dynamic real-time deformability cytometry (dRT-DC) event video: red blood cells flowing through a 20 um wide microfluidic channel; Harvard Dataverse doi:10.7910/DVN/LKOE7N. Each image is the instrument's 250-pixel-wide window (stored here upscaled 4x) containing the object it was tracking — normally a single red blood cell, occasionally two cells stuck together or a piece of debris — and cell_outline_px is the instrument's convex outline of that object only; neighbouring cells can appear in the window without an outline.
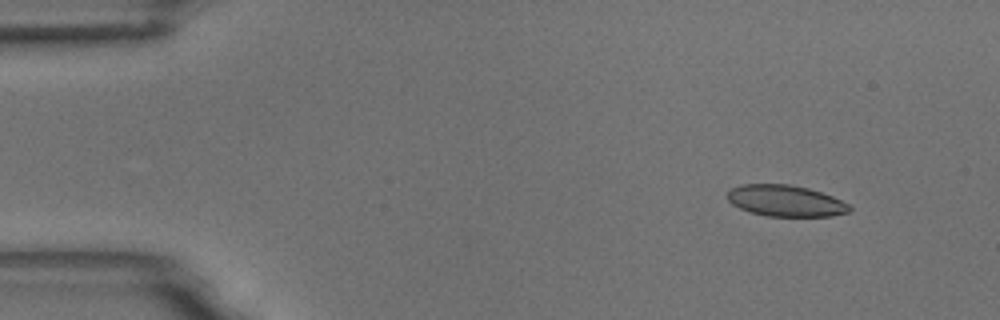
{"species": "common noctule bat (a hibernating species)", "species_latin": "Nyctalus noctula", "temperature_condition": "room temperature", "stored_images_in_passage": 59, "camera_frame_rate_fps": 3000, "um_per_image_px": 0.085, "animal": {"sex": "male", "body_mass_g": 18.8}, "frame": {"image": 1, "passage_image": 6, "time_ms": 1.667, "image_size_px": [1000, 320], "cell_outline_px": [[852, 208], [848, 212], [832, 216], [768, 216], [752, 212], [740, 208], [732, 204], [728, 200], [728, 192], [732, 188], [740, 184], [788, 184], [808, 188], [832, 196], [848, 204]], "centroid_in_image_um": [66.77, 17.06], "position_along_channel_um": 18.2, "area_um2": 22.08}}
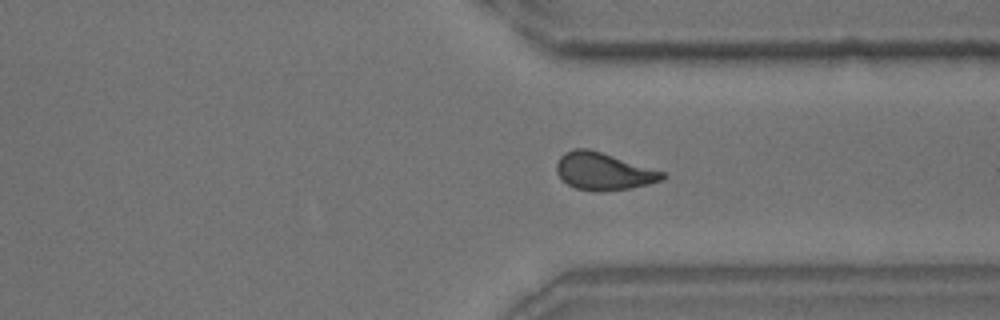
{"frame": {"image": 2, "passage_image": 44, "time_ms": 14.333, "image_size_px": [1000, 320], "cell_outline_px": [[668, 176], [664, 180], [648, 184], [628, 188], [576, 188], [568, 184], [556, 172], [556, 164], [560, 156], [564, 152], [572, 148], [588, 148], [664, 172]], "centroid_in_image_um": [51.29, 14.5], "position_along_channel_um": 360.1, "area_um2": 22.14}}
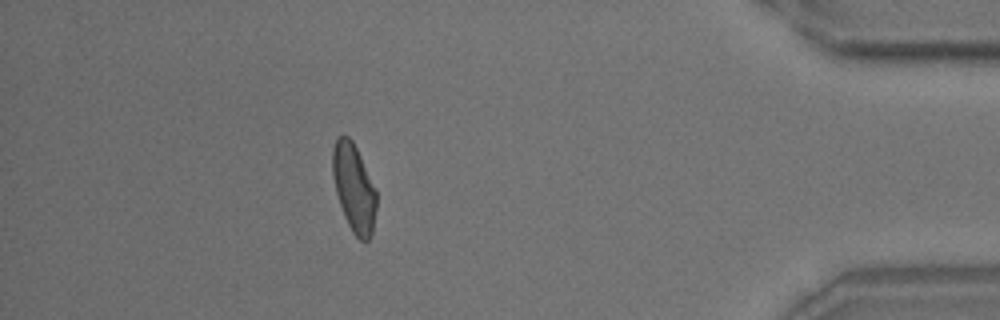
{"frame": {"image": 3, "passage_image": 52, "time_ms": 17.0, "image_size_px": [1000, 320], "cell_outline_px": [[376, 208], [372, 232], [368, 240], [360, 240], [352, 232], [344, 216], [336, 192], [332, 172], [332, 148], [336, 136], [348, 136], [352, 140], [360, 156], [376, 192]], "centroid_in_image_um": [30.05, 15.95], "position_along_channel_um": 405.1, "area_um2": 22.14}, "authors_computed_cell_mechanics": {"area_um2": 22.8888, "velocity_mm_per_s": 3.438, "shape_relaxation_time_tau1_ms": 3.6253, "shape_relaxation_time_tau2_ms": 2.1535, "deformation_change_tau1": 0.1242, "deformation_change_tau2": 0.0796}}